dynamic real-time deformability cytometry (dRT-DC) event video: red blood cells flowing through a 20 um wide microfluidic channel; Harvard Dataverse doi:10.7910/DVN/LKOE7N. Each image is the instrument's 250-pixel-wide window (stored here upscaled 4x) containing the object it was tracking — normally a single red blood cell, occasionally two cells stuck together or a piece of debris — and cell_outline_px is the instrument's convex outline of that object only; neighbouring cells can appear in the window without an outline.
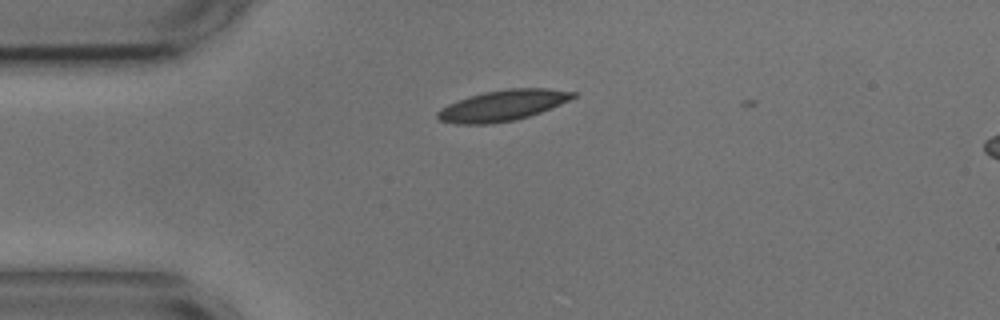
{"species": "common noctule bat (a hibernating species)", "species_latin": "Nyctalus noctula", "temperature_condition": "cold", "stored_images_in_passage": 9, "camera_frame_rate_fps": 3000, "um_per_image_px": 0.085, "animal": {"sex": "male", "body_mass_g": 17.9, "forearm_length_mm": 54.2}, "frame": {"image": 1, "passage_image": 2, "time_ms": 0.333, "image_size_px": [1000, 320], "cell_outline_px": [[576, 96], [560, 104], [540, 112], [516, 120], [488, 124], [456, 124], [440, 120], [436, 116], [436, 112], [440, 108], [448, 104], [468, 96], [484, 92], [508, 88], [548, 88], [576, 92]], "centroid_in_image_um": [42.7, 8.96], "position_along_channel_um": 42.3, "area_um2": 24.28}}